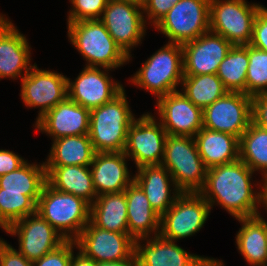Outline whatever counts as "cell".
<instances>
[{
    "instance_id": "1",
    "label": "cell",
    "mask_w": 267,
    "mask_h": 266,
    "mask_svg": "<svg viewBox=\"0 0 267 266\" xmlns=\"http://www.w3.org/2000/svg\"><path fill=\"white\" fill-rule=\"evenodd\" d=\"M253 173L240 159L209 168L204 186L198 193L211 209L218 204L236 219L260 215L258 207L260 204L265 207L266 183H258L260 192H254L251 182Z\"/></svg>"
},
{
    "instance_id": "2",
    "label": "cell",
    "mask_w": 267,
    "mask_h": 266,
    "mask_svg": "<svg viewBox=\"0 0 267 266\" xmlns=\"http://www.w3.org/2000/svg\"><path fill=\"white\" fill-rule=\"evenodd\" d=\"M135 120L125 90L90 110L89 138L95 152H124L128 128Z\"/></svg>"
},
{
    "instance_id": "3",
    "label": "cell",
    "mask_w": 267,
    "mask_h": 266,
    "mask_svg": "<svg viewBox=\"0 0 267 266\" xmlns=\"http://www.w3.org/2000/svg\"><path fill=\"white\" fill-rule=\"evenodd\" d=\"M71 44L87 61L88 67L116 69L128 61V56L116 44L99 19L67 22Z\"/></svg>"
},
{
    "instance_id": "4",
    "label": "cell",
    "mask_w": 267,
    "mask_h": 266,
    "mask_svg": "<svg viewBox=\"0 0 267 266\" xmlns=\"http://www.w3.org/2000/svg\"><path fill=\"white\" fill-rule=\"evenodd\" d=\"M37 212L65 240H75L90 222V204L87 201L81 197L60 192L47 182L41 191Z\"/></svg>"
},
{
    "instance_id": "5",
    "label": "cell",
    "mask_w": 267,
    "mask_h": 266,
    "mask_svg": "<svg viewBox=\"0 0 267 266\" xmlns=\"http://www.w3.org/2000/svg\"><path fill=\"white\" fill-rule=\"evenodd\" d=\"M184 77L181 44L170 43L158 49L133 75L130 82L160 98L177 91Z\"/></svg>"
},
{
    "instance_id": "6",
    "label": "cell",
    "mask_w": 267,
    "mask_h": 266,
    "mask_svg": "<svg viewBox=\"0 0 267 266\" xmlns=\"http://www.w3.org/2000/svg\"><path fill=\"white\" fill-rule=\"evenodd\" d=\"M161 165L171 174L180 192H199L203 188L207 168L194 137L167 134Z\"/></svg>"
},
{
    "instance_id": "7",
    "label": "cell",
    "mask_w": 267,
    "mask_h": 266,
    "mask_svg": "<svg viewBox=\"0 0 267 266\" xmlns=\"http://www.w3.org/2000/svg\"><path fill=\"white\" fill-rule=\"evenodd\" d=\"M245 0H210V31L223 36L232 45H248L256 14L263 5Z\"/></svg>"
},
{
    "instance_id": "8",
    "label": "cell",
    "mask_w": 267,
    "mask_h": 266,
    "mask_svg": "<svg viewBox=\"0 0 267 266\" xmlns=\"http://www.w3.org/2000/svg\"><path fill=\"white\" fill-rule=\"evenodd\" d=\"M209 14L210 0H179L154 27L182 45L210 30Z\"/></svg>"
},
{
    "instance_id": "9",
    "label": "cell",
    "mask_w": 267,
    "mask_h": 266,
    "mask_svg": "<svg viewBox=\"0 0 267 266\" xmlns=\"http://www.w3.org/2000/svg\"><path fill=\"white\" fill-rule=\"evenodd\" d=\"M211 207L198 192H181L174 204L161 216L160 235L168 240H181L200 231Z\"/></svg>"
},
{
    "instance_id": "10",
    "label": "cell",
    "mask_w": 267,
    "mask_h": 266,
    "mask_svg": "<svg viewBox=\"0 0 267 266\" xmlns=\"http://www.w3.org/2000/svg\"><path fill=\"white\" fill-rule=\"evenodd\" d=\"M167 133L160 122L147 112L135 119L128 128L124 154L134 160L137 169L161 165Z\"/></svg>"
},
{
    "instance_id": "11",
    "label": "cell",
    "mask_w": 267,
    "mask_h": 266,
    "mask_svg": "<svg viewBox=\"0 0 267 266\" xmlns=\"http://www.w3.org/2000/svg\"><path fill=\"white\" fill-rule=\"evenodd\" d=\"M252 121V97L227 92L203 109V127L232 134L239 139Z\"/></svg>"
},
{
    "instance_id": "12",
    "label": "cell",
    "mask_w": 267,
    "mask_h": 266,
    "mask_svg": "<svg viewBox=\"0 0 267 266\" xmlns=\"http://www.w3.org/2000/svg\"><path fill=\"white\" fill-rule=\"evenodd\" d=\"M99 20L130 61L131 48L140 44L146 33L147 21L142 8L124 1L109 0Z\"/></svg>"
},
{
    "instance_id": "13",
    "label": "cell",
    "mask_w": 267,
    "mask_h": 266,
    "mask_svg": "<svg viewBox=\"0 0 267 266\" xmlns=\"http://www.w3.org/2000/svg\"><path fill=\"white\" fill-rule=\"evenodd\" d=\"M68 78L62 73L38 69L37 64L21 79L22 101L30 108H40L37 120L68 97Z\"/></svg>"
},
{
    "instance_id": "14",
    "label": "cell",
    "mask_w": 267,
    "mask_h": 266,
    "mask_svg": "<svg viewBox=\"0 0 267 266\" xmlns=\"http://www.w3.org/2000/svg\"><path fill=\"white\" fill-rule=\"evenodd\" d=\"M74 241L79 251L97 263L126 260L135 252V240L128 233L108 231L91 221Z\"/></svg>"
},
{
    "instance_id": "15",
    "label": "cell",
    "mask_w": 267,
    "mask_h": 266,
    "mask_svg": "<svg viewBox=\"0 0 267 266\" xmlns=\"http://www.w3.org/2000/svg\"><path fill=\"white\" fill-rule=\"evenodd\" d=\"M8 233L18 235V251L31 262L39 260L66 241L38 212L10 225Z\"/></svg>"
},
{
    "instance_id": "16",
    "label": "cell",
    "mask_w": 267,
    "mask_h": 266,
    "mask_svg": "<svg viewBox=\"0 0 267 266\" xmlns=\"http://www.w3.org/2000/svg\"><path fill=\"white\" fill-rule=\"evenodd\" d=\"M143 240L147 242L142 245ZM134 253L139 266H224L222 260L190 254L160 234L136 239Z\"/></svg>"
},
{
    "instance_id": "17",
    "label": "cell",
    "mask_w": 267,
    "mask_h": 266,
    "mask_svg": "<svg viewBox=\"0 0 267 266\" xmlns=\"http://www.w3.org/2000/svg\"><path fill=\"white\" fill-rule=\"evenodd\" d=\"M100 67H84L75 81L68 78V97L77 104L92 110L111 101L123 89V85L111 79L108 71Z\"/></svg>"
},
{
    "instance_id": "18",
    "label": "cell",
    "mask_w": 267,
    "mask_h": 266,
    "mask_svg": "<svg viewBox=\"0 0 267 266\" xmlns=\"http://www.w3.org/2000/svg\"><path fill=\"white\" fill-rule=\"evenodd\" d=\"M159 122L168 135L192 136L203 128V109L177 90L156 100Z\"/></svg>"
},
{
    "instance_id": "19",
    "label": "cell",
    "mask_w": 267,
    "mask_h": 266,
    "mask_svg": "<svg viewBox=\"0 0 267 266\" xmlns=\"http://www.w3.org/2000/svg\"><path fill=\"white\" fill-rule=\"evenodd\" d=\"M232 46L223 36L210 30L182 44L184 76L217 74L220 63Z\"/></svg>"
},
{
    "instance_id": "20",
    "label": "cell",
    "mask_w": 267,
    "mask_h": 266,
    "mask_svg": "<svg viewBox=\"0 0 267 266\" xmlns=\"http://www.w3.org/2000/svg\"><path fill=\"white\" fill-rule=\"evenodd\" d=\"M90 110L69 97L36 120L35 129L56 140L65 136L89 134Z\"/></svg>"
},
{
    "instance_id": "21",
    "label": "cell",
    "mask_w": 267,
    "mask_h": 266,
    "mask_svg": "<svg viewBox=\"0 0 267 266\" xmlns=\"http://www.w3.org/2000/svg\"><path fill=\"white\" fill-rule=\"evenodd\" d=\"M30 48L25 35L0 14V79H22L30 71Z\"/></svg>"
},
{
    "instance_id": "22",
    "label": "cell",
    "mask_w": 267,
    "mask_h": 266,
    "mask_svg": "<svg viewBox=\"0 0 267 266\" xmlns=\"http://www.w3.org/2000/svg\"><path fill=\"white\" fill-rule=\"evenodd\" d=\"M127 159L124 152L95 153L89 167H92L93 187L97 196L125 191L134 181L127 167Z\"/></svg>"
},
{
    "instance_id": "23",
    "label": "cell",
    "mask_w": 267,
    "mask_h": 266,
    "mask_svg": "<svg viewBox=\"0 0 267 266\" xmlns=\"http://www.w3.org/2000/svg\"><path fill=\"white\" fill-rule=\"evenodd\" d=\"M136 172L133 175L134 182L145 193L151 207L162 216L181 193L171 174L162 165L142 166ZM170 186H173L174 189ZM171 190L174 191L172 196Z\"/></svg>"
},
{
    "instance_id": "24",
    "label": "cell",
    "mask_w": 267,
    "mask_h": 266,
    "mask_svg": "<svg viewBox=\"0 0 267 266\" xmlns=\"http://www.w3.org/2000/svg\"><path fill=\"white\" fill-rule=\"evenodd\" d=\"M128 234L134 239L159 235L161 216L151 207L142 189L133 181L126 189Z\"/></svg>"
},
{
    "instance_id": "25",
    "label": "cell",
    "mask_w": 267,
    "mask_h": 266,
    "mask_svg": "<svg viewBox=\"0 0 267 266\" xmlns=\"http://www.w3.org/2000/svg\"><path fill=\"white\" fill-rule=\"evenodd\" d=\"M194 139L207 169L239 160V138L232 134L203 127Z\"/></svg>"
},
{
    "instance_id": "26",
    "label": "cell",
    "mask_w": 267,
    "mask_h": 266,
    "mask_svg": "<svg viewBox=\"0 0 267 266\" xmlns=\"http://www.w3.org/2000/svg\"><path fill=\"white\" fill-rule=\"evenodd\" d=\"M46 181L54 189L83 198L90 205L97 194L89 166H45Z\"/></svg>"
},
{
    "instance_id": "27",
    "label": "cell",
    "mask_w": 267,
    "mask_h": 266,
    "mask_svg": "<svg viewBox=\"0 0 267 266\" xmlns=\"http://www.w3.org/2000/svg\"><path fill=\"white\" fill-rule=\"evenodd\" d=\"M237 249L251 266H267V221L260 215L237 219Z\"/></svg>"
},
{
    "instance_id": "28",
    "label": "cell",
    "mask_w": 267,
    "mask_h": 266,
    "mask_svg": "<svg viewBox=\"0 0 267 266\" xmlns=\"http://www.w3.org/2000/svg\"><path fill=\"white\" fill-rule=\"evenodd\" d=\"M90 221L99 228L128 233L125 192L102 194L90 205Z\"/></svg>"
},
{
    "instance_id": "29",
    "label": "cell",
    "mask_w": 267,
    "mask_h": 266,
    "mask_svg": "<svg viewBox=\"0 0 267 266\" xmlns=\"http://www.w3.org/2000/svg\"><path fill=\"white\" fill-rule=\"evenodd\" d=\"M95 150L89 134L65 136L53 140L45 166H90Z\"/></svg>"
},
{
    "instance_id": "30",
    "label": "cell",
    "mask_w": 267,
    "mask_h": 266,
    "mask_svg": "<svg viewBox=\"0 0 267 266\" xmlns=\"http://www.w3.org/2000/svg\"><path fill=\"white\" fill-rule=\"evenodd\" d=\"M45 163L41 165L27 161L17 170L0 176V188L5 191L23 192L38 203L43 186L46 183Z\"/></svg>"
},
{
    "instance_id": "31",
    "label": "cell",
    "mask_w": 267,
    "mask_h": 266,
    "mask_svg": "<svg viewBox=\"0 0 267 266\" xmlns=\"http://www.w3.org/2000/svg\"><path fill=\"white\" fill-rule=\"evenodd\" d=\"M239 159L254 173L263 172V182L267 183V129L250 122L239 139Z\"/></svg>"
},
{
    "instance_id": "32",
    "label": "cell",
    "mask_w": 267,
    "mask_h": 266,
    "mask_svg": "<svg viewBox=\"0 0 267 266\" xmlns=\"http://www.w3.org/2000/svg\"><path fill=\"white\" fill-rule=\"evenodd\" d=\"M248 65V45H233L217 70V76L229 92L246 94Z\"/></svg>"
},
{
    "instance_id": "33",
    "label": "cell",
    "mask_w": 267,
    "mask_h": 266,
    "mask_svg": "<svg viewBox=\"0 0 267 266\" xmlns=\"http://www.w3.org/2000/svg\"><path fill=\"white\" fill-rule=\"evenodd\" d=\"M181 86L184 95L202 109L229 92L217 74L184 76Z\"/></svg>"
},
{
    "instance_id": "34",
    "label": "cell",
    "mask_w": 267,
    "mask_h": 266,
    "mask_svg": "<svg viewBox=\"0 0 267 266\" xmlns=\"http://www.w3.org/2000/svg\"><path fill=\"white\" fill-rule=\"evenodd\" d=\"M37 212V203L23 192L0 188V218L8 225Z\"/></svg>"
},
{
    "instance_id": "35",
    "label": "cell",
    "mask_w": 267,
    "mask_h": 266,
    "mask_svg": "<svg viewBox=\"0 0 267 266\" xmlns=\"http://www.w3.org/2000/svg\"><path fill=\"white\" fill-rule=\"evenodd\" d=\"M249 65L246 75V94H267V52L248 44Z\"/></svg>"
},
{
    "instance_id": "36",
    "label": "cell",
    "mask_w": 267,
    "mask_h": 266,
    "mask_svg": "<svg viewBox=\"0 0 267 266\" xmlns=\"http://www.w3.org/2000/svg\"><path fill=\"white\" fill-rule=\"evenodd\" d=\"M109 0H70L67 22L100 19Z\"/></svg>"
},
{
    "instance_id": "37",
    "label": "cell",
    "mask_w": 267,
    "mask_h": 266,
    "mask_svg": "<svg viewBox=\"0 0 267 266\" xmlns=\"http://www.w3.org/2000/svg\"><path fill=\"white\" fill-rule=\"evenodd\" d=\"M74 247H77L74 240H66L55 250L32 262V266H70Z\"/></svg>"
},
{
    "instance_id": "38",
    "label": "cell",
    "mask_w": 267,
    "mask_h": 266,
    "mask_svg": "<svg viewBox=\"0 0 267 266\" xmlns=\"http://www.w3.org/2000/svg\"><path fill=\"white\" fill-rule=\"evenodd\" d=\"M249 45L267 52V8L264 6L256 14L252 39Z\"/></svg>"
},
{
    "instance_id": "39",
    "label": "cell",
    "mask_w": 267,
    "mask_h": 266,
    "mask_svg": "<svg viewBox=\"0 0 267 266\" xmlns=\"http://www.w3.org/2000/svg\"><path fill=\"white\" fill-rule=\"evenodd\" d=\"M179 0H147L142 10L144 18L155 26Z\"/></svg>"
},
{
    "instance_id": "40",
    "label": "cell",
    "mask_w": 267,
    "mask_h": 266,
    "mask_svg": "<svg viewBox=\"0 0 267 266\" xmlns=\"http://www.w3.org/2000/svg\"><path fill=\"white\" fill-rule=\"evenodd\" d=\"M0 266H32V262L0 238Z\"/></svg>"
},
{
    "instance_id": "41",
    "label": "cell",
    "mask_w": 267,
    "mask_h": 266,
    "mask_svg": "<svg viewBox=\"0 0 267 266\" xmlns=\"http://www.w3.org/2000/svg\"><path fill=\"white\" fill-rule=\"evenodd\" d=\"M252 121L267 129V94L252 97Z\"/></svg>"
},
{
    "instance_id": "42",
    "label": "cell",
    "mask_w": 267,
    "mask_h": 266,
    "mask_svg": "<svg viewBox=\"0 0 267 266\" xmlns=\"http://www.w3.org/2000/svg\"><path fill=\"white\" fill-rule=\"evenodd\" d=\"M26 161L13 151L0 149V176L17 170Z\"/></svg>"
},
{
    "instance_id": "43",
    "label": "cell",
    "mask_w": 267,
    "mask_h": 266,
    "mask_svg": "<svg viewBox=\"0 0 267 266\" xmlns=\"http://www.w3.org/2000/svg\"><path fill=\"white\" fill-rule=\"evenodd\" d=\"M74 255L73 252L70 266H98V263L95 260L85 256L81 251H78L76 256Z\"/></svg>"
},
{
    "instance_id": "44",
    "label": "cell",
    "mask_w": 267,
    "mask_h": 266,
    "mask_svg": "<svg viewBox=\"0 0 267 266\" xmlns=\"http://www.w3.org/2000/svg\"><path fill=\"white\" fill-rule=\"evenodd\" d=\"M98 266H139V262L134 253L129 259L113 262H99Z\"/></svg>"
},
{
    "instance_id": "45",
    "label": "cell",
    "mask_w": 267,
    "mask_h": 266,
    "mask_svg": "<svg viewBox=\"0 0 267 266\" xmlns=\"http://www.w3.org/2000/svg\"><path fill=\"white\" fill-rule=\"evenodd\" d=\"M119 1H124V2H127V3H131V4H134V5H137L138 7L143 8V6L145 5L147 0H119Z\"/></svg>"
},
{
    "instance_id": "46",
    "label": "cell",
    "mask_w": 267,
    "mask_h": 266,
    "mask_svg": "<svg viewBox=\"0 0 267 266\" xmlns=\"http://www.w3.org/2000/svg\"><path fill=\"white\" fill-rule=\"evenodd\" d=\"M8 227L9 226L0 218V228H2V230L4 229V231L7 233Z\"/></svg>"
},
{
    "instance_id": "47",
    "label": "cell",
    "mask_w": 267,
    "mask_h": 266,
    "mask_svg": "<svg viewBox=\"0 0 267 266\" xmlns=\"http://www.w3.org/2000/svg\"><path fill=\"white\" fill-rule=\"evenodd\" d=\"M265 192H266L265 207L267 208V183L265 186Z\"/></svg>"
}]
</instances>
